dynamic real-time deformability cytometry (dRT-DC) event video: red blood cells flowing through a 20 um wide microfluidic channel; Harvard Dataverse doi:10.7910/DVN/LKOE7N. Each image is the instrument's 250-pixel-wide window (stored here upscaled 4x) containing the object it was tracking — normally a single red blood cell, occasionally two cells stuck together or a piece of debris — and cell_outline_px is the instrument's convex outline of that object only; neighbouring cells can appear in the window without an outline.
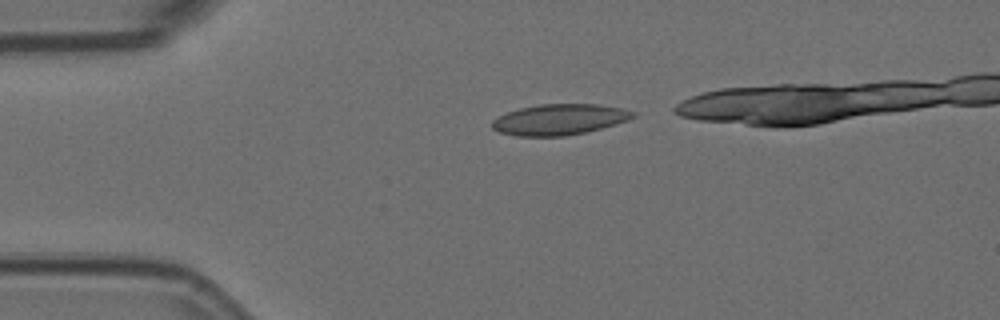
{"species": "Egyptian fruit bat (a non-hibernating species)", "species_latin": "Rousettus aegyptiacus", "temperature_condition": "room temperature", "stored_images_in_passage": 3, "camera_frame_rate_fps": 3000, "um_per_image_px": 0.085, "animal": {"sex": "female"}, "frame": {"image": 1, "passage_image": 1, "time_ms": 0.0, "image_size_px": [1000, 320], "cell_outline_px": [[636, 116], [628, 120], [616, 124], [584, 132], [564, 136], [516, 136], [500, 132], [492, 128], [492, 120], [496, 116], [520, 108], [540, 104], [600, 104], [620, 108], [636, 112]], "centroid_in_image_um": [47.54, 10.15], "position_along_channel_um": 37.5, "area_um2": 25.26}}